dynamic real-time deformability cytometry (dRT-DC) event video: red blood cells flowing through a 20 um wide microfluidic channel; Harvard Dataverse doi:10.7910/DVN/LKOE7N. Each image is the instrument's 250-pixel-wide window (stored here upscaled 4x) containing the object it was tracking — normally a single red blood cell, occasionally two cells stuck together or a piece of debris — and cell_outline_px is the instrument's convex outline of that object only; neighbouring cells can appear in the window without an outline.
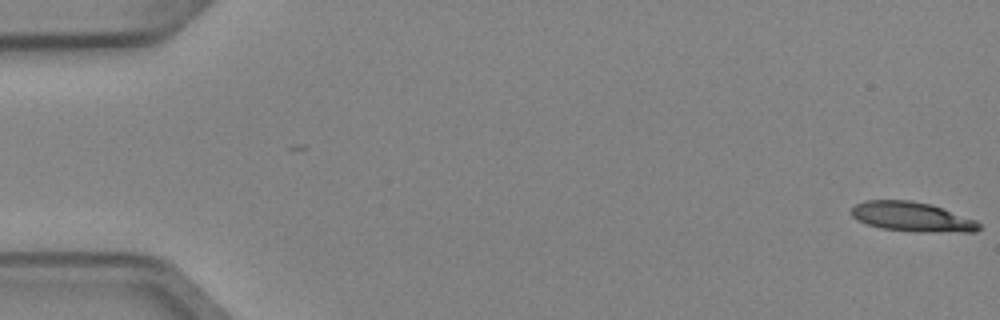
{"species": "Egyptian fruit bat (a non-hibernating species)", "species_latin": "Rousettus aegyptiacus", "temperature_condition": "cold", "stored_images_in_passage": 5, "camera_frame_rate_fps": 3000, "um_per_image_px": 0.085, "animal": {"sex": "female"}, "frame": {"image": 1, "passage_image": 1, "time_ms": 0.0, "image_size_px": [1000, 320], "cell_outline_px": [[980, 228], [976, 232], [920, 232], [880, 228], [856, 220], [848, 212], [856, 204], [864, 200], [908, 200], [932, 204], [976, 220], [980, 224]], "centroid_in_image_um": [77.51, 18.43], "position_along_channel_um": 7.5, "area_um2": 22.2}}
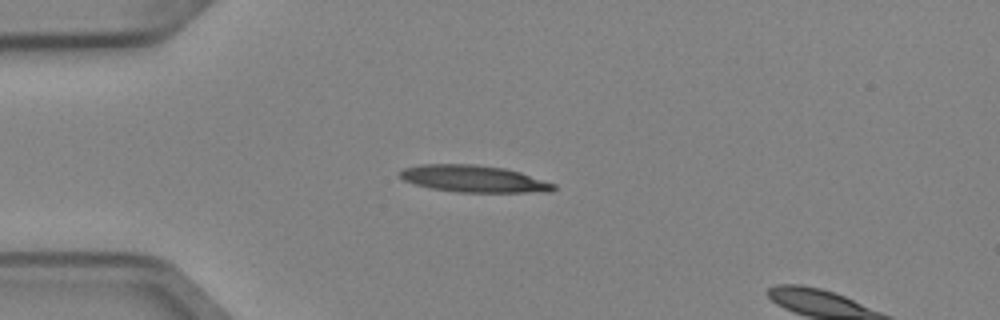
{"frame": {"image": 2, "passage_image": 4, "time_ms": 1.0, "image_size_px": [1000, 320], "cell_outline_px": [[556, 188], [552, 192], [456, 192], [432, 188], [416, 184], [404, 180], [396, 172], [404, 168], [420, 164], [476, 164], [504, 168], [520, 172], [556, 184]], "centroid_in_image_um": [40.27, 15.19], "position_along_channel_um": 44.7, "area_um2": 24.16}}